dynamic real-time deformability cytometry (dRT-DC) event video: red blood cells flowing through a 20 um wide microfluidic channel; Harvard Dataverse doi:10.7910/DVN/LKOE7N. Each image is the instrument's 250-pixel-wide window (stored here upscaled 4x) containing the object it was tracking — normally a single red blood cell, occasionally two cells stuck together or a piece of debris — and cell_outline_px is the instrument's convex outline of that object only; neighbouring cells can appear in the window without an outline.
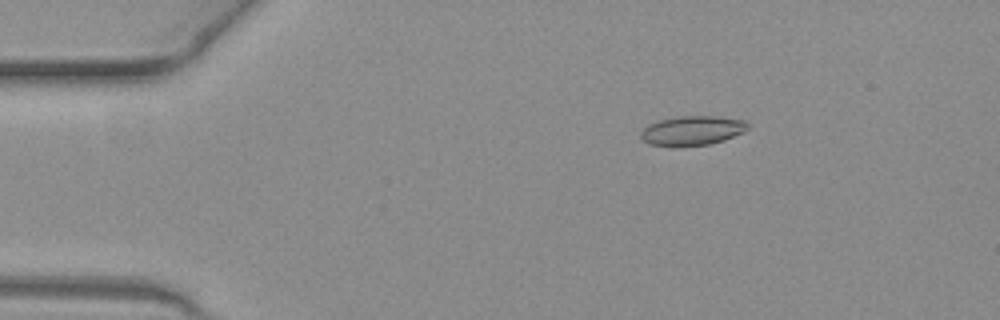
{"species": "common noctule bat (a hibernating species)", "species_latin": "Nyctalus noctula", "temperature_condition": "warm", "stored_images_in_passage": 10, "camera_frame_rate_fps": 3000, "um_per_image_px": 0.085, "animal": {"sex": "female", "body_mass_g": 19.3, "forearm_length_mm": 54.1}, "frame": {"image": 1, "passage_image": 3, "time_ms": 0.667, "image_size_px": [1000, 320], "cell_outline_px": [[748, 128], [744, 132], [724, 140], [708, 144], [648, 144], [640, 136], [640, 132], [648, 124], [660, 120], [680, 116], [716, 116], [744, 120], [748, 124]], "centroid_in_image_um": [58.87, 11.06], "position_along_channel_um": 26.1, "area_um2": 17.74}}